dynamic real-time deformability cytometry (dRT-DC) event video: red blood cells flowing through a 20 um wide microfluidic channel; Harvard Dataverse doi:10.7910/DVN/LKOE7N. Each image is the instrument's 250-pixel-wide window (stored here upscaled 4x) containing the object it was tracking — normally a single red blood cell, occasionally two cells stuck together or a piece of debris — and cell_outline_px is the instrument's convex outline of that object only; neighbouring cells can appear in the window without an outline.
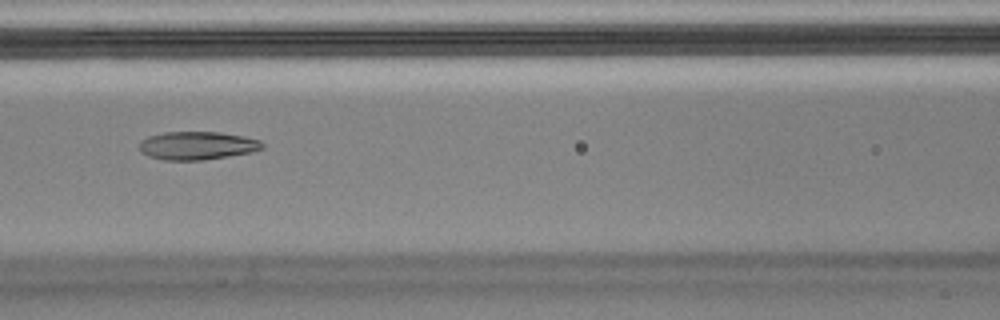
{"species": "Egyptian fruit bat (a non-hibernating species)", "species_latin": "Rousettus aegyptiacus", "temperature_condition": "cold", "stored_images_in_passage": 45, "camera_frame_rate_fps": 3000, "um_per_image_px": 0.085, "animal": {"sex": "male"}, "frame": {"image": 1, "passage_image": 14, "time_ms": 4.333, "image_size_px": [1000, 320], "cell_outline_px": [[264, 148], [252, 152], [204, 160], [164, 160], [148, 156], [140, 152], [140, 140], [148, 136], [164, 132], [220, 132], [244, 136], [260, 140], [264, 144]], "centroid_in_image_um": [16.76, 12.37], "position_along_channel_um": 149.8, "area_um2": 20.35}, "authors_computed_cell_mechanics": {"area_um2": 21.5594, "velocity_mm_per_s": 3.5948, "shape_relaxation_time_tau1_ms": null, "shape_relaxation_time_tau2_ms": 2.0969, "deformation_change_tau1": null, "deformation_change_tau2": 0.0938}}